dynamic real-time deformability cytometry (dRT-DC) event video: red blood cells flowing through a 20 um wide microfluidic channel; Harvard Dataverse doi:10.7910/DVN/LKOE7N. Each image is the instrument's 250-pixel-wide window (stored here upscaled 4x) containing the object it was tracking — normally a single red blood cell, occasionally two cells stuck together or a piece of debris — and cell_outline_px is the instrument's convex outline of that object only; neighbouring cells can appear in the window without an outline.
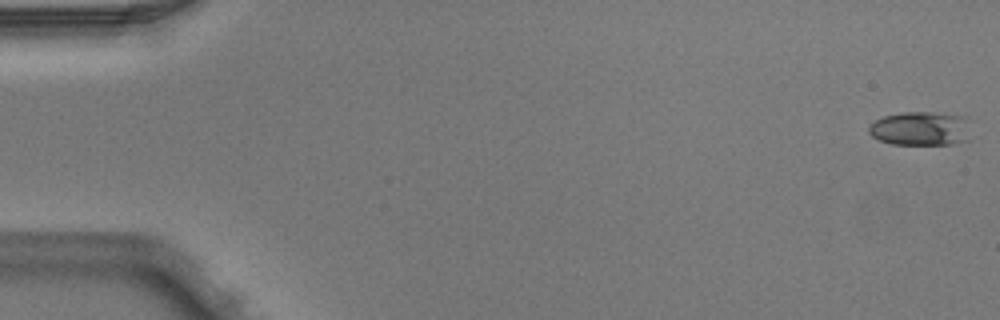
{"species": "Egyptian fruit bat (a non-hibernating species)", "species_latin": "Rousettus aegyptiacus", "temperature_condition": "warm", "stored_images_in_passage": 5, "camera_frame_rate_fps": 3000, "um_per_image_px": 0.085, "animal": {"sex": "male"}, "frame": {"image": 1, "passage_image": 1, "time_ms": 0.0, "image_size_px": [1000, 320], "cell_outline_px": [[968, 140], [952, 144], [892, 144], [880, 140], [872, 136], [868, 132], [868, 128], [876, 120], [884, 116], [904, 112], [932, 112], [968, 116]], "centroid_in_image_um": [78.27, 10.92], "position_along_channel_um": 6.7, "area_um2": 20.23}}
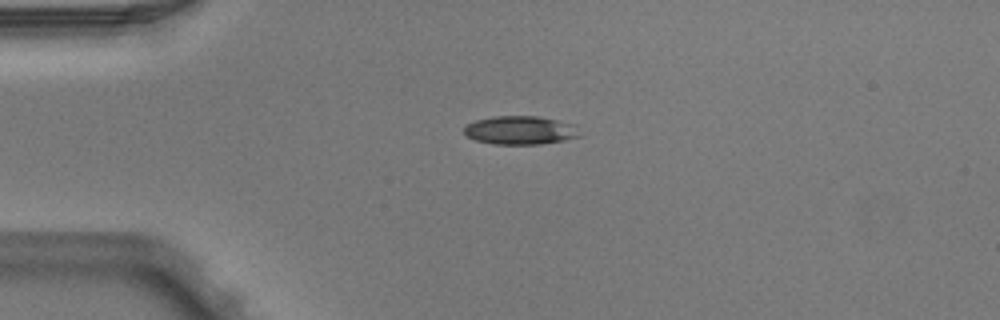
{"frame": {"image": 2, "passage_image": 4, "time_ms": 1.0, "image_size_px": [1000, 320], "cell_outline_px": [[580, 136], [564, 140], [540, 144], [492, 144], [476, 140], [468, 136], [464, 132], [464, 128], [468, 124], [476, 120], [496, 116], [536, 116], [576, 124]], "centroid_in_image_um": [44.24, 11.07], "position_along_channel_um": 40.8, "area_um2": 19.07}}